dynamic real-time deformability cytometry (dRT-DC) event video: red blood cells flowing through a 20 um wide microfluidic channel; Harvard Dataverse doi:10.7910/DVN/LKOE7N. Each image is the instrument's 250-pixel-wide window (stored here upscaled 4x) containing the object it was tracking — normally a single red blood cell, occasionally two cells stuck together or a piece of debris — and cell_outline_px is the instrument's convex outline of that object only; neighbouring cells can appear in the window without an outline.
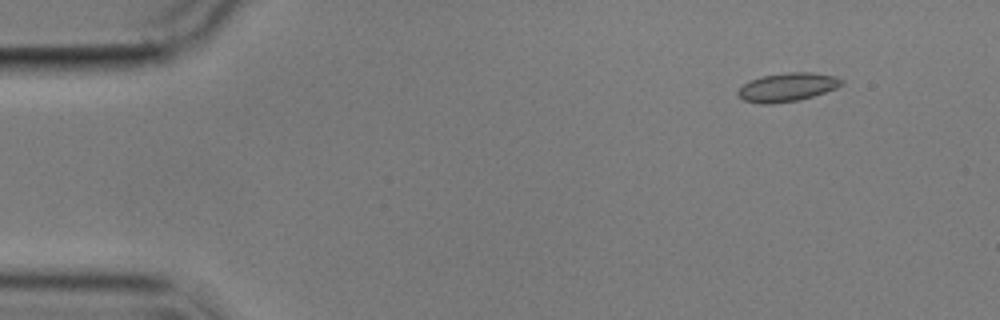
{"species": "common noctule bat (a hibernating species)", "species_latin": "Nyctalus noctula", "temperature_condition": "cold", "stored_images_in_passage": 4, "camera_frame_rate_fps": 3000, "um_per_image_px": 0.085, "animal": {"sex": "male", "body_mass_g": 17.9}, "frame": {"image": 1, "passage_image": 2, "time_ms": 1.333, "image_size_px": [1000, 320], "cell_outline_px": [[844, 84], [836, 88], [800, 100], [772, 104], [760, 104], [744, 100], [736, 96], [736, 92], [748, 80], [764, 76], [788, 72], [812, 72], [836, 76], [844, 80]], "centroid_in_image_um": [66.91, 7.41], "position_along_channel_um": 18.1, "area_um2": 17.4}}